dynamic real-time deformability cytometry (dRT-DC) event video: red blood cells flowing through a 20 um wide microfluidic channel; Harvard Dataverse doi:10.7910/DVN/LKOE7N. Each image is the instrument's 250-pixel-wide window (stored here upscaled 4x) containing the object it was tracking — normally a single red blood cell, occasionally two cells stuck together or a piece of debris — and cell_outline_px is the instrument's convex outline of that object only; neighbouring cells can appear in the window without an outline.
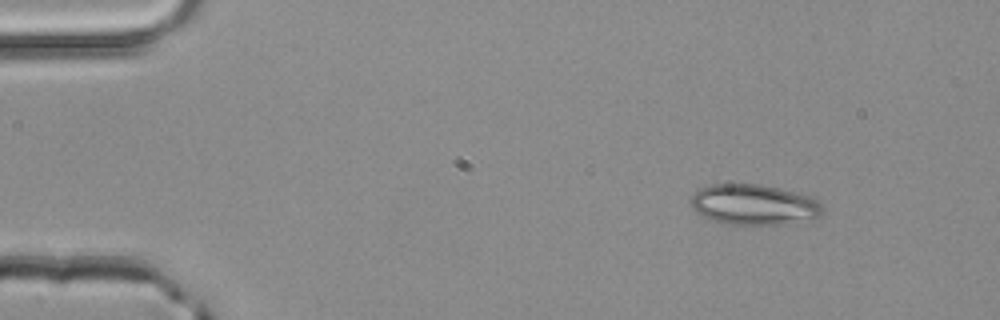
{"species": "common noctule bat (a hibernating species)", "species_latin": "Nyctalus noctula", "temperature_condition": "room temperature", "stored_images_in_passage": 3, "camera_frame_rate_fps": 3000, "um_per_image_px": 0.085, "animal": {"sex": "male", "body_mass_g": 20.4}, "frame": {"image": 1, "passage_image": 1, "time_ms": 0.0, "image_size_px": [1000, 320], "cell_outline_px": [[820, 216], [780, 224], [732, 224], [712, 220], [696, 212], [692, 208], [692, 196], [700, 188], [712, 184], [764, 184], [812, 196], [820, 200]], "centroid_in_image_um": [64.07, 17.37], "position_along_channel_um": 20.9, "area_um2": 30.69}}